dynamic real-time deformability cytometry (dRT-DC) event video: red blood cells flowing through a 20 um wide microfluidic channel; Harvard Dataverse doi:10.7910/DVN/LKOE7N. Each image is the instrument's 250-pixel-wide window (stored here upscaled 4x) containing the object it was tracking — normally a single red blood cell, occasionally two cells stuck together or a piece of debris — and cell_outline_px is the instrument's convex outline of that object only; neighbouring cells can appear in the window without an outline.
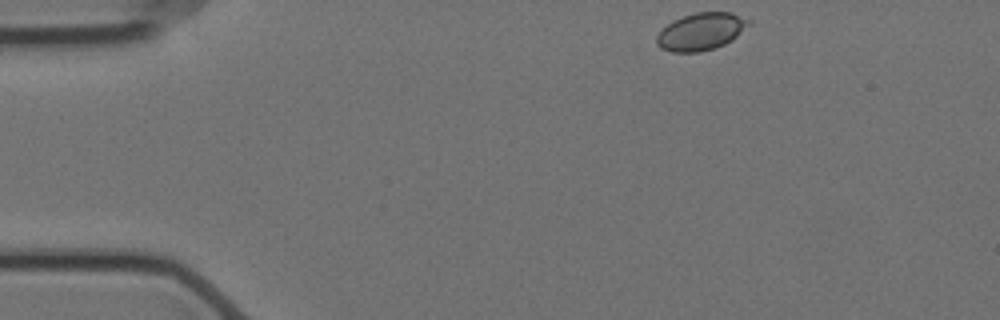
{"species": "Egyptian fruit bat (a non-hibernating species)", "species_latin": "Rousettus aegyptiacus", "temperature_condition": "cold", "stored_images_in_passage": 9, "camera_frame_rate_fps": 3000, "um_per_image_px": 0.085, "animal": {"sex": "female"}, "frame": {"image": 1, "passage_image": 1, "time_ms": 0.0, "image_size_px": [1000, 320], "cell_outline_px": [[752, 20], [732, 40], [724, 44], [700, 52], [672, 52], [660, 48], [656, 44], [656, 36], [668, 24], [684, 16], [696, 12], [732, 12]], "centroid_in_image_um": [59.58, 2.68], "position_along_channel_um": 25.4, "area_um2": 19.71}}